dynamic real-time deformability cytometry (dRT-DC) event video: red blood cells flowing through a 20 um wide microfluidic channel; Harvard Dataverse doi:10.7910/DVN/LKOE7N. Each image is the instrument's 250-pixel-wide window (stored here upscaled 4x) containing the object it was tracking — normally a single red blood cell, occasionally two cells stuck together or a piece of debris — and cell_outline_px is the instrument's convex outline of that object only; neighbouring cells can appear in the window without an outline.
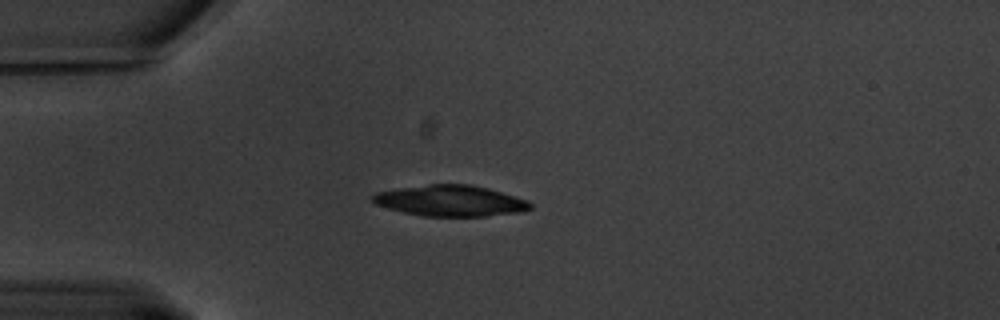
{"species": "common noctule bat (a hibernating species)", "species_latin": "Nyctalus noctula", "temperature_condition": "warm", "stored_images_in_passage": 46, "camera_frame_rate_fps": 3000, "um_per_image_px": 0.085, "animal": {"sex": "male", "body_mass_g": 20.1, "forearm_length_mm": 53.5}, "frame": {"image": 1, "passage_image": 1, "time_ms": 0.0, "image_size_px": [1000, 320], "cell_outline_px": [[532, 208], [520, 212], [484, 216], [424, 216], [404, 212], [388, 208], [376, 204], [368, 200], [376, 192], [400, 188], [428, 184], [468, 184], [488, 188], [528, 200], [532, 204]], "centroid_in_image_um": [38.28, 17.06], "position_along_channel_um": 46.7, "area_um2": 28.38}}
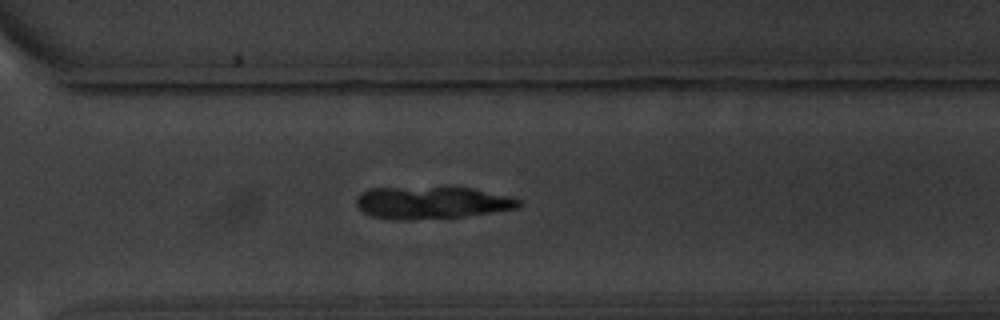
{"frame": {"image": 2, "passage_image": 29, "time_ms": 9.333, "image_size_px": [1000, 320], "cell_outline_px": [[524, 204], [520, 208], [464, 216], [408, 220], [396, 220], [372, 216], [364, 212], [356, 204], [356, 200], [368, 188], [444, 184], [472, 188], [508, 196], [520, 200]], "centroid_in_image_um": [36.72, 17.17], "position_along_channel_um": 333.9, "area_um2": 31.67}}
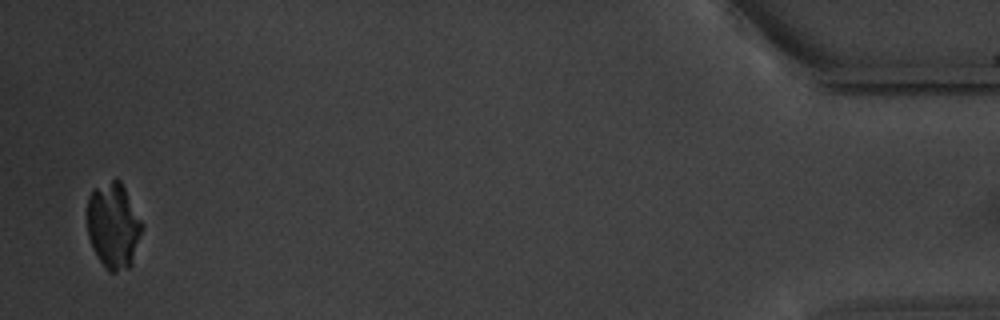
{"frame": {"image": 3, "passage_image": 45, "time_ms": 14.667, "image_size_px": [1000, 320], "cell_outline_px": [[144, 228], [132, 264], [128, 268], [116, 272], [108, 272], [104, 268], [88, 236], [88, 196], [96, 188], [112, 180], [120, 180], [144, 224]], "centroid_in_image_um": [9.68, 19.21], "position_along_channel_um": 425.5, "area_um2": 27.28}}